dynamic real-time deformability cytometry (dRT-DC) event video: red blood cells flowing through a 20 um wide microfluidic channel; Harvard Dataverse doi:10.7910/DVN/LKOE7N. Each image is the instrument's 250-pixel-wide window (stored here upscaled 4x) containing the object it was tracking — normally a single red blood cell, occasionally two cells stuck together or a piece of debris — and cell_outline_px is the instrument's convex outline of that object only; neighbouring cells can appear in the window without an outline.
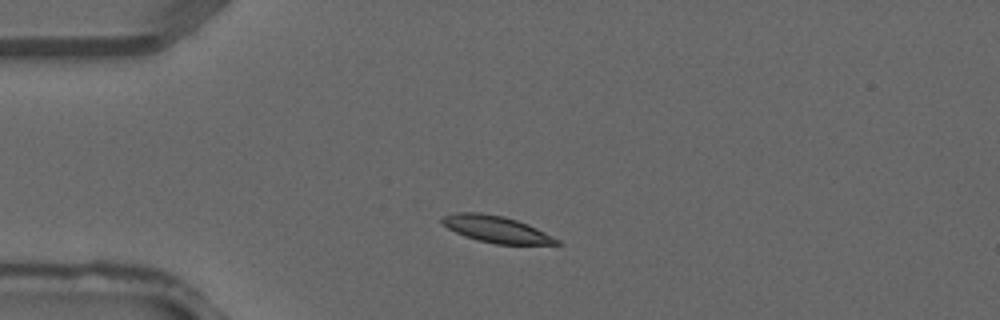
{"species": "common noctule bat (a hibernating species)", "species_latin": "Nyctalus noctula", "temperature_condition": "warm", "stored_images_in_passage": 3, "camera_frame_rate_fps": 3000, "um_per_image_px": 0.085, "animal": {"sex": "male", "forearm_length_mm": 52.5}, "frame": {"image": 1, "passage_image": 2, "time_ms": 0.333, "image_size_px": [1000, 320], "cell_outline_px": [[564, 244], [496, 244], [476, 240], [464, 236], [448, 228], [440, 220], [444, 216], [456, 212], [480, 212], [504, 216], [528, 224], [560, 240]], "centroid_in_image_um": [42.18, 19.48], "position_along_channel_um": 42.8, "area_um2": 17.74}}